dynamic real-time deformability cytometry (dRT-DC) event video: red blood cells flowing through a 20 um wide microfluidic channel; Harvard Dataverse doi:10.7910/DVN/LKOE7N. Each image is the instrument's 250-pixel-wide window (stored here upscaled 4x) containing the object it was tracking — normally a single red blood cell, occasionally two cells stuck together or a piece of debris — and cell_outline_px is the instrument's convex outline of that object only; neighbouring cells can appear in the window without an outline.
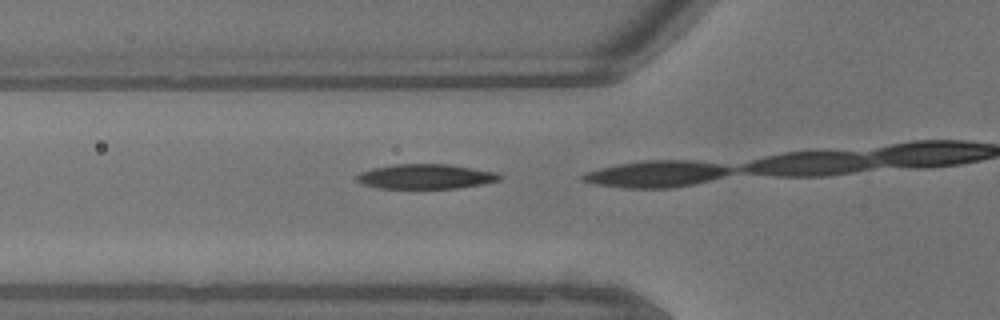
{"species": "common noctule bat (a hibernating species)", "species_latin": "Nyctalus noctula", "temperature_condition": "warm", "stored_images_in_passage": 12, "camera_frame_rate_fps": 3000, "um_per_image_px": 0.085, "animal": {"sex": "male", "body_mass_g": 13.3}, "frame": {"image": 1, "passage_image": 12, "time_ms": 3.667, "image_size_px": [1000, 320], "cell_outline_px": [[728, 172], [704, 180], [684, 184], [644, 188], [612, 184], [588, 180], [584, 176], [608, 168], [632, 164], [708, 164], [728, 168]], "centroid_in_image_um": [55.79, 14.84], "position_along_channel_um": 70.0, "area_um2": 17.63}}